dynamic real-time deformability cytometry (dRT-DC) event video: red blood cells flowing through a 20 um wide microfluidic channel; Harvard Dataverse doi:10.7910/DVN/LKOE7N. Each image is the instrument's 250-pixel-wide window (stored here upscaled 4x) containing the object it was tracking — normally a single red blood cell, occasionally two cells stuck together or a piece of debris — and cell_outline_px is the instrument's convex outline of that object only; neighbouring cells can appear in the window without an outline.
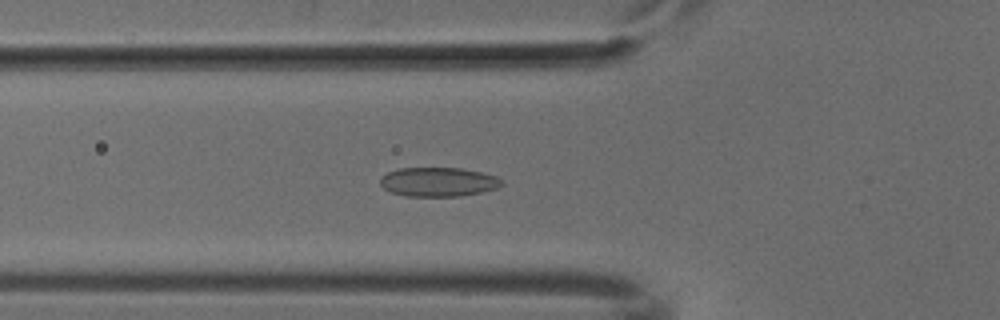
{"species": "common noctule bat (a hibernating species)", "species_latin": "Nyctalus noctula", "temperature_condition": "cold", "stored_images_in_passage": 52, "camera_frame_rate_fps": 3000, "um_per_image_px": 0.085, "animal": {"sex": "male", "body_mass_g": 18.8}, "frame": {"image": 1, "passage_image": 19, "time_ms": 6.0, "image_size_px": [1000, 320], "cell_outline_px": [[504, 184], [496, 188], [480, 192], [460, 196], [404, 196], [392, 192], [384, 188], [380, 184], [380, 180], [388, 172], [400, 168], [460, 168], [480, 172], [496, 176], [504, 180]], "centroid_in_image_um": [37.28, 15.46], "position_along_channel_um": 88.5, "area_um2": 20.52}}
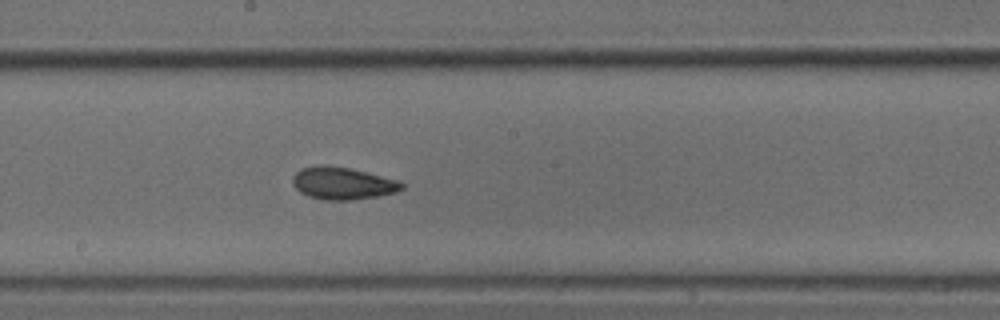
{"frame": {"image": 2, "passage_image": 29, "time_ms": 9.333, "image_size_px": [1000, 320], "cell_outline_px": [[404, 188], [396, 192], [376, 196], [352, 200], [324, 200], [308, 196], [300, 192], [292, 184], [292, 176], [300, 168], [316, 164], [328, 164], [368, 172], [400, 180], [404, 184]], "centroid_in_image_um": [29.1, 15.56], "position_along_channel_um": 219.1, "area_um2": 20.92}}
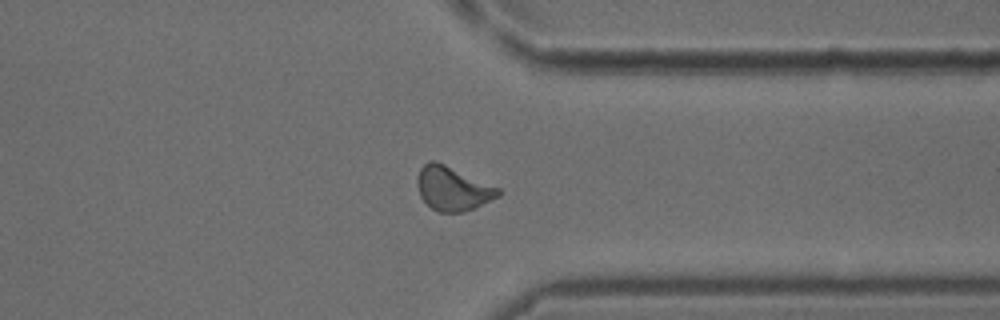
{"frame": {"image": 3, "passage_image": 41, "time_ms": 13.333, "image_size_px": [1000, 320], "cell_outline_px": [[500, 196], [476, 208], [464, 212], [440, 212], [432, 208], [420, 196], [416, 184], [416, 180], [420, 168], [428, 160], [436, 160], [500, 188]], "centroid_in_image_um": [38.48, 16.02], "position_along_channel_um": 372.9, "area_um2": 20.92}}